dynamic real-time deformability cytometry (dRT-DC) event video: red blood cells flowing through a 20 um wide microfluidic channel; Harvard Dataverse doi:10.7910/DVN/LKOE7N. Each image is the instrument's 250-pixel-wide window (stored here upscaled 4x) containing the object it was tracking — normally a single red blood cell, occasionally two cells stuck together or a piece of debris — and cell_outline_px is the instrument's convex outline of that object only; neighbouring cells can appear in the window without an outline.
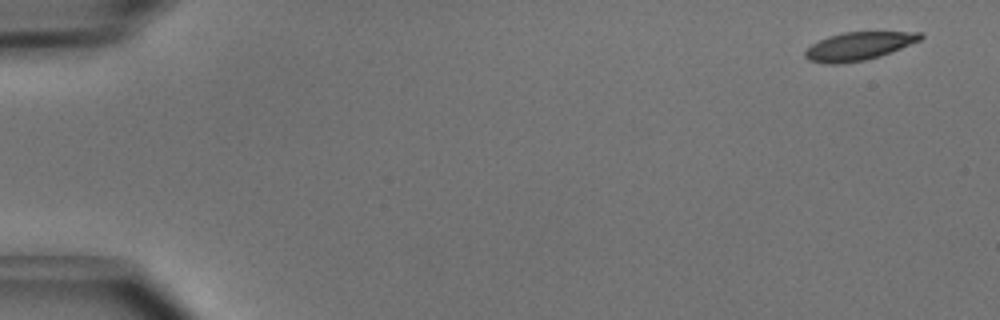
{"species": "common noctule bat (a hibernating species)", "species_latin": "Nyctalus noctula", "temperature_condition": "cold", "stored_images_in_passage": 4, "camera_frame_rate_fps": 3000, "um_per_image_px": 0.085, "animal": {"sex": "male", "body_mass_g": 15.6}, "frame": {"image": 1, "passage_image": 1, "time_ms": 0.0, "image_size_px": [1000, 320], "cell_outline_px": [[924, 36], [920, 40], [880, 56], [864, 60], [840, 64], [828, 64], [808, 60], [804, 56], [804, 52], [812, 44], [828, 36], [844, 32], [924, 32]], "centroid_in_image_um": [72.97, 3.92], "position_along_channel_um": 12.0, "area_um2": 18.79}}
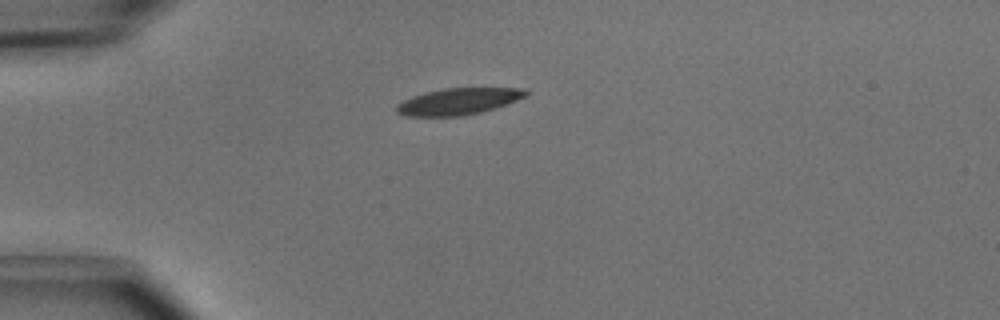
{"frame": {"image": 2, "passage_image": 4, "time_ms": 1.0, "image_size_px": [1000, 320], "cell_outline_px": [[528, 96], [508, 104], [480, 112], [464, 116], [404, 116], [396, 112], [396, 104], [412, 96], [424, 92], [444, 88], [528, 88]], "centroid_in_image_um": [38.98, 8.61], "position_along_channel_um": 46.0, "area_um2": 20.23}}